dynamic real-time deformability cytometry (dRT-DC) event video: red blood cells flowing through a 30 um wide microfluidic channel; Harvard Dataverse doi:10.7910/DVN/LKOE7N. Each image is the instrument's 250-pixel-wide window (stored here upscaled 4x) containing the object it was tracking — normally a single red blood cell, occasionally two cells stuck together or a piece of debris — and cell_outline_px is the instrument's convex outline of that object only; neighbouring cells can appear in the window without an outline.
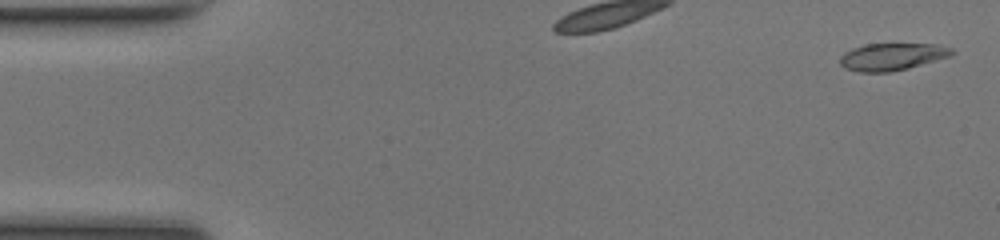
{"species": "common noctule bat (a hibernating species)", "species_latin": "Nyctalus noctula", "temperature_condition": "room temperature", "stored_images_in_passage": 34, "camera_frame_rate_fps": 3000, "um_per_image_px": 0.085, "animal": {"sex": "female", "body_mass_g": 17.0, "forearm_length_mm": 48.0}, "frame": {"image": 1, "passage_image": 2, "time_ms": 0.333, "image_size_px": [1000, 240], "cell_outline_px": [[956, 52], [952, 56], [908, 68], [892, 72], [860, 72], [844, 68], [840, 64], [840, 56], [844, 52], [852, 48], [864, 44], [936, 44], [952, 48]], "centroid_in_image_um": [75.83, 4.82], "position_along_channel_um": 9.2, "area_um2": 17.92}}
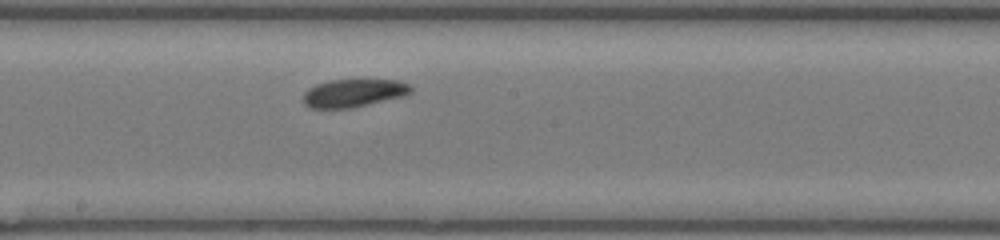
{"frame": {"image": 2, "passage_image": 19, "time_ms": 6.0, "image_size_px": [1000, 240], "cell_outline_px": [[412, 92], [404, 96], [352, 108], [308, 108], [304, 104], [304, 92], [308, 88], [316, 84], [328, 80], [400, 80], [408, 84], [412, 88]], "centroid_in_image_um": [30.05, 7.91], "position_along_channel_um": 218.2, "area_um2": 17.63}}
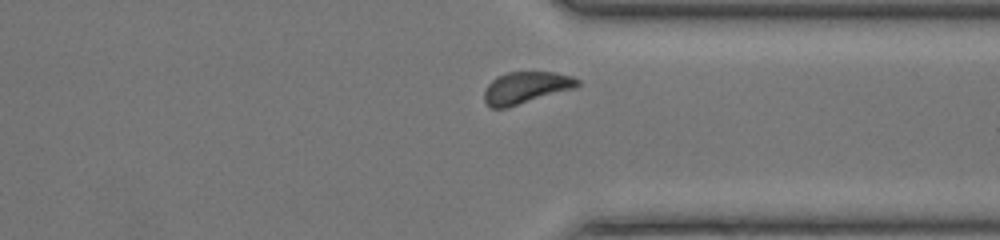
{"frame": {"image": 3, "passage_image": 30, "time_ms": 9.667, "image_size_px": [1000, 240], "cell_outline_px": [[580, 84], [576, 88], [508, 108], [492, 108], [484, 100], [484, 92], [488, 84], [496, 76], [508, 72], [556, 72], [572, 76], [580, 80]], "centroid_in_image_um": [44.73, 7.45], "position_along_channel_um": 366.7, "area_um2": 17.51}, "authors_computed_cell_mechanics": {"area_um2": 17.7735, "velocity_mm_per_s": 4.0681, "shape_relaxation_time_tau1_ms": 0.8401, "shape_relaxation_time_tau2_ms": null, "deformation_change_tau1": 0.0542, "deformation_change_tau2": null}}